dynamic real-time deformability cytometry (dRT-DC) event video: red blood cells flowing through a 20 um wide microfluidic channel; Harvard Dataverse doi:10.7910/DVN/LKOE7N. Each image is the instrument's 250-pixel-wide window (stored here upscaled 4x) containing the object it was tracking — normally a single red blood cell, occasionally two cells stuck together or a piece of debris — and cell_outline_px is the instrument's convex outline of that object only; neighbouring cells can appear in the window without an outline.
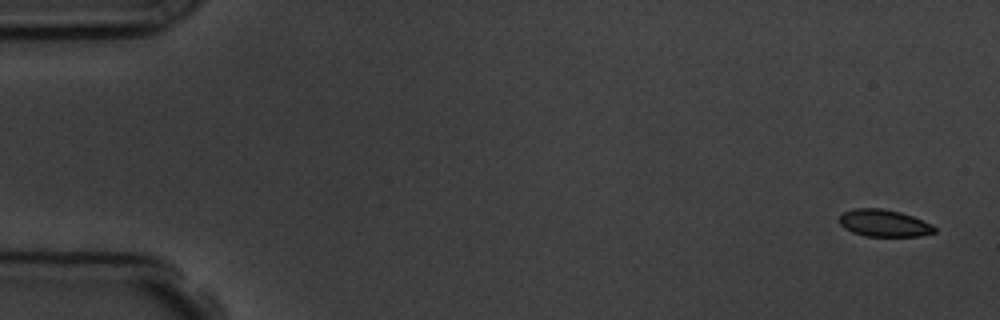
{"species": "common noctule bat (a hibernating species)", "species_latin": "Nyctalus noctula", "temperature_condition": "room temperature", "stored_images_in_passage": 5, "camera_frame_rate_fps": 3000, "um_per_image_px": 0.085, "animal": {"sex": "male", "body_mass_g": 19.5, "forearm_length_mm": 54.6}, "frame": {"image": 1, "passage_image": 1, "time_ms": 0.0, "image_size_px": [1000, 320], "cell_outline_px": [[936, 232], [920, 236], [864, 236], [852, 232], [844, 228], [840, 224], [840, 216], [844, 212], [856, 208], [880, 208], [900, 212], [912, 216], [932, 224], [936, 228]], "centroid_in_image_um": [75.15, 18.97], "position_along_channel_um": 9.8, "area_um2": 14.97}}
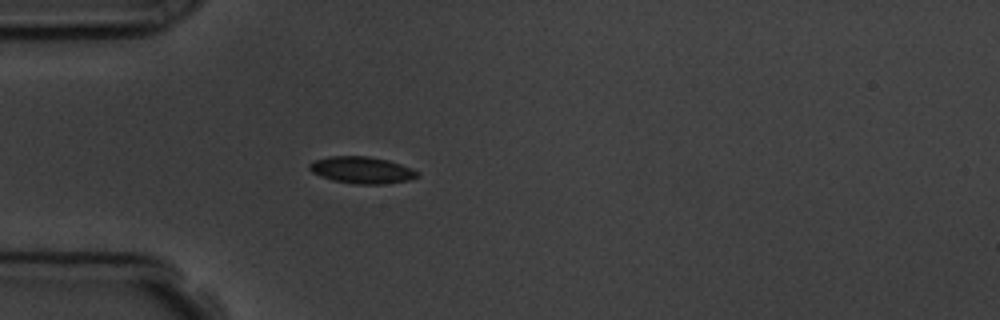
{"frame": {"image": 2, "passage_image": 5, "time_ms": 4.667, "image_size_px": [1000, 320], "cell_outline_px": [[420, 176], [408, 180], [384, 184], [356, 184], [332, 180], [320, 176], [312, 172], [308, 168], [308, 164], [316, 160], [332, 156], [368, 156], [388, 160], [400, 164], [420, 172]], "centroid_in_image_um": [30.76, 14.46], "position_along_channel_um": 54.2, "area_um2": 16.82}}